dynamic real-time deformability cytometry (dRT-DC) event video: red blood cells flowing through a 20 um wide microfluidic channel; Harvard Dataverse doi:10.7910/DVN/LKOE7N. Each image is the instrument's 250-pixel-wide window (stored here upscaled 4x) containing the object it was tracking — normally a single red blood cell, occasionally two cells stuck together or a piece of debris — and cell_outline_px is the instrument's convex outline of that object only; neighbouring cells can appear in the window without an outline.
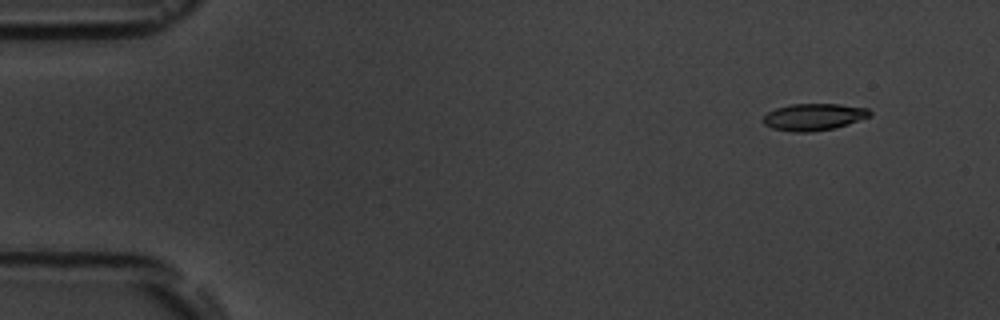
{"species": "common noctule bat (a hibernating species)", "species_latin": "Nyctalus noctula", "temperature_condition": "room temperature", "stored_images_in_passage": 4, "camera_frame_rate_fps": 3000, "um_per_image_px": 0.085, "animal": {"sex": "male", "body_mass_g": 19.5, "forearm_length_mm": 54.6}, "frame": {"image": 1, "passage_image": 1, "time_ms": 0.0, "image_size_px": [1000, 320], "cell_outline_px": [[872, 116], [848, 124], [832, 128], [808, 132], [792, 132], [772, 128], [764, 124], [764, 116], [768, 112], [776, 108], [792, 104], [840, 104], [868, 108], [872, 112]], "centroid_in_image_um": [69.2, 9.93], "position_along_channel_um": 15.8, "area_um2": 16.65}}
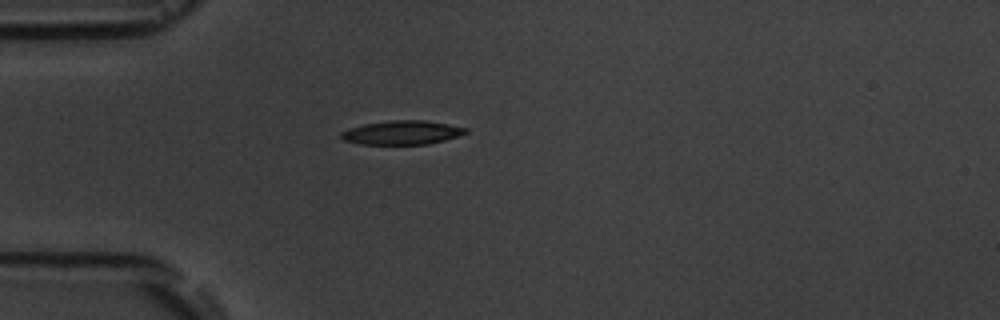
{"frame": {"image": 2, "passage_image": 4, "time_ms": 3.667, "image_size_px": [1000, 320], "cell_outline_px": [[468, 132], [444, 140], [428, 144], [360, 144], [344, 140], [340, 136], [340, 132], [348, 128], [364, 124], [388, 120], [424, 120], [448, 124], [468, 128]], "centroid_in_image_um": [34.14, 11.26], "position_along_channel_um": 50.9, "area_um2": 17.34}}